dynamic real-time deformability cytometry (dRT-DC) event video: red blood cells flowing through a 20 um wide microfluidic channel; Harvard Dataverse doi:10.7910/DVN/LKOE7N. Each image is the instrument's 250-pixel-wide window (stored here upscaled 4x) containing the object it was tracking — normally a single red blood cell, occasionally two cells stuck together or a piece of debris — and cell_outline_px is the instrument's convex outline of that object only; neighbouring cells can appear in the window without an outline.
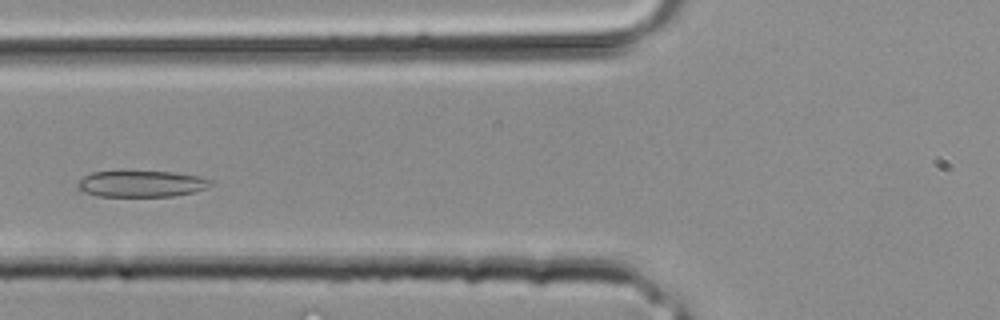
{"species": "common noctule bat (a hibernating species)", "species_latin": "Nyctalus noctula", "temperature_condition": "room temperature", "stored_images_in_passage": 26, "camera_frame_rate_fps": 3000, "um_per_image_px": 0.085, "animal": {"sex": "male", "body_mass_g": 20.4}, "frame": {"image": 1, "passage_image": 6, "time_ms": 1.667, "image_size_px": [1000, 320], "cell_outline_px": [[216, 180], [212, 184], [196, 192], [172, 196], [96, 196], [84, 192], [76, 184], [84, 176], [92, 172], [176, 172]], "centroid_in_image_um": [12.06, 15.63], "position_along_channel_um": 113.7, "area_um2": 20.23}}
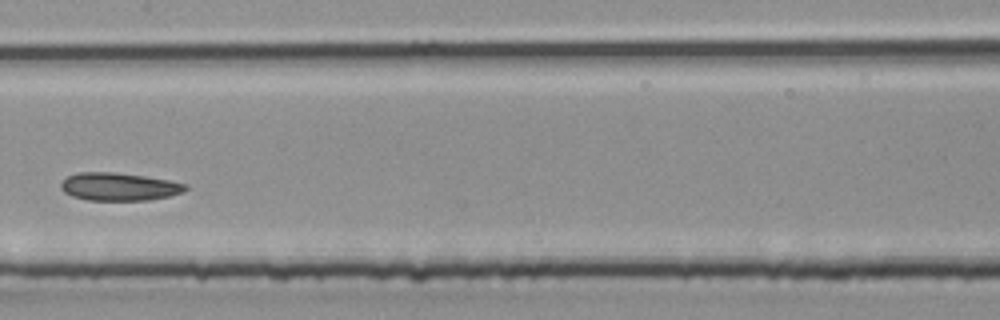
{"frame": {"image": 2, "passage_image": 10, "time_ms": 3.0, "image_size_px": [1000, 320], "cell_outline_px": [[188, 188], [184, 192], [168, 196], [148, 200], [88, 200], [72, 196], [64, 192], [60, 188], [60, 184], [68, 176], [76, 172], [112, 172], [144, 176], [168, 180], [188, 184]], "centroid_in_image_um": [10.12, 15.86], "position_along_channel_um": 197.3, "area_um2": 20.23}}
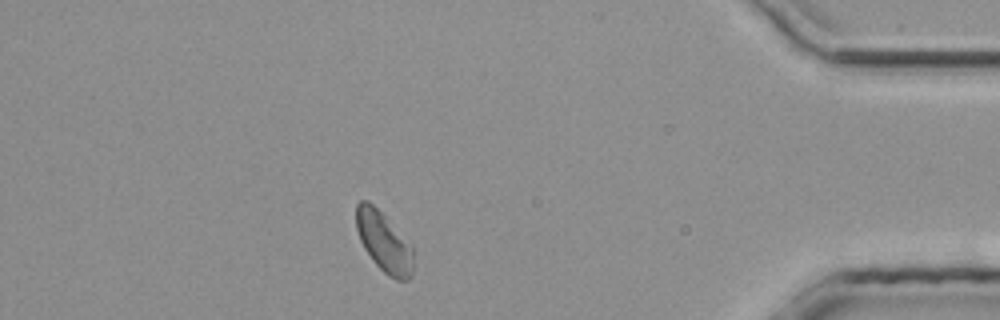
{"frame": {"image": 3, "passage_image": 22, "time_ms": 7.0, "image_size_px": [1000, 320], "cell_outline_px": [[416, 248], [412, 276], [408, 280], [396, 280], [388, 276], [372, 260], [364, 248], [360, 240], [356, 228], [356, 204], [360, 200], [368, 200]], "centroid_in_image_um": [32.68, 20.6], "position_along_channel_um": 402.5, "area_um2": 20.35}}